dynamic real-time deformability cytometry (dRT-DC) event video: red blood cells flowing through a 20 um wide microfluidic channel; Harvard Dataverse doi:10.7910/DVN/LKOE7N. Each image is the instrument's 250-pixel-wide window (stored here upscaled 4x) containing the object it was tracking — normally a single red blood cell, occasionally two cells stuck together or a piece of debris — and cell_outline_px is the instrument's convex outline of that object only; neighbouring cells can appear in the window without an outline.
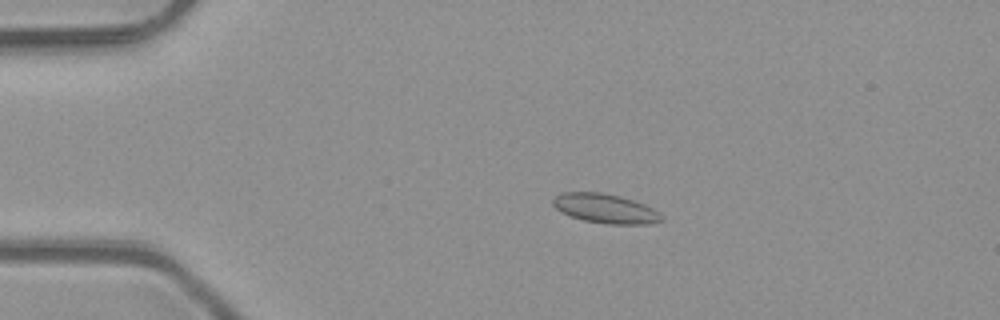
{"species": "common noctule bat (a hibernating species)", "species_latin": "Nyctalus noctula", "temperature_condition": "room temperature", "stored_images_in_passage": 43, "camera_frame_rate_fps": 3000, "um_per_image_px": 0.085, "animal": {"sex": "male", "body_mass_g": 23.1, "forearm_length_mm": 52.7}, "frame": {"image": 1, "passage_image": 3, "time_ms": 0.667, "image_size_px": [1000, 320], "cell_outline_px": [[664, 220], [648, 224], [608, 224], [584, 220], [560, 212], [552, 204], [552, 200], [560, 192], [600, 192], [620, 196], [636, 200], [660, 212], [664, 216]], "centroid_in_image_um": [51.48, 17.72], "position_along_channel_um": 33.5, "area_um2": 18.73}}
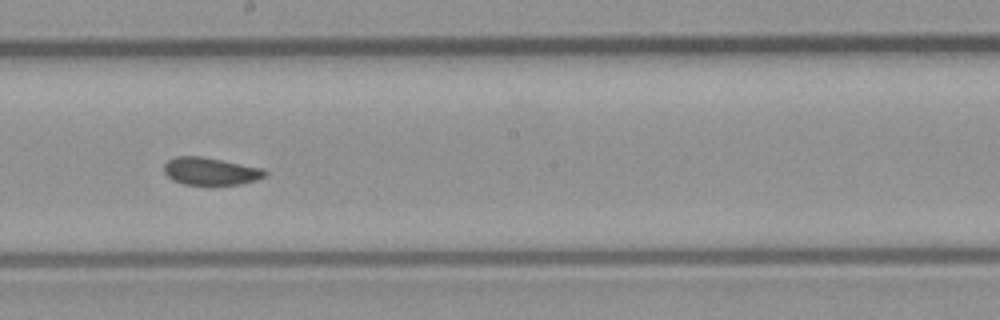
{"frame": {"image": 2, "passage_image": 21, "time_ms": 6.667, "image_size_px": [1000, 320], "cell_outline_px": [[268, 172], [264, 176], [256, 180], [240, 184], [208, 188], [184, 184], [172, 180], [164, 172], [164, 164], [168, 160], [176, 156], [200, 156], [264, 168]], "centroid_in_image_um": [17.89, 14.6], "position_along_channel_um": 230.3, "area_um2": 16.88}}
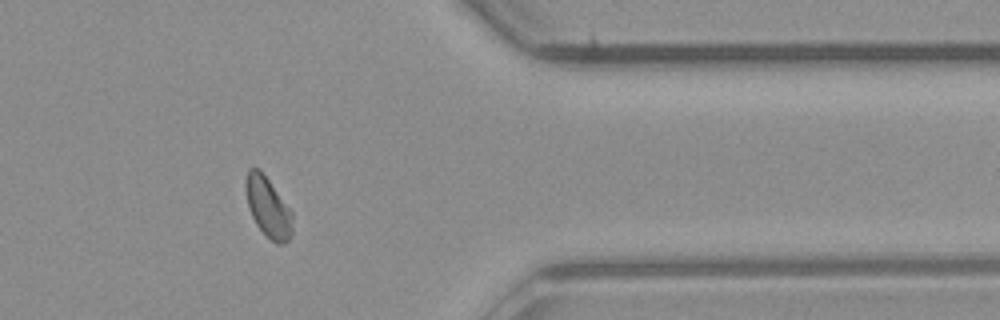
{"frame": {"image": 3, "passage_image": 34, "time_ms": 11.0, "image_size_px": [1000, 320], "cell_outline_px": [[292, 232], [288, 240], [284, 244], [276, 244], [256, 224], [248, 208], [244, 188], [244, 180], [248, 168], [260, 168], [292, 212]], "centroid_in_image_um": [22.75, 17.57], "position_along_channel_um": 388.7, "area_um2": 16.42}}